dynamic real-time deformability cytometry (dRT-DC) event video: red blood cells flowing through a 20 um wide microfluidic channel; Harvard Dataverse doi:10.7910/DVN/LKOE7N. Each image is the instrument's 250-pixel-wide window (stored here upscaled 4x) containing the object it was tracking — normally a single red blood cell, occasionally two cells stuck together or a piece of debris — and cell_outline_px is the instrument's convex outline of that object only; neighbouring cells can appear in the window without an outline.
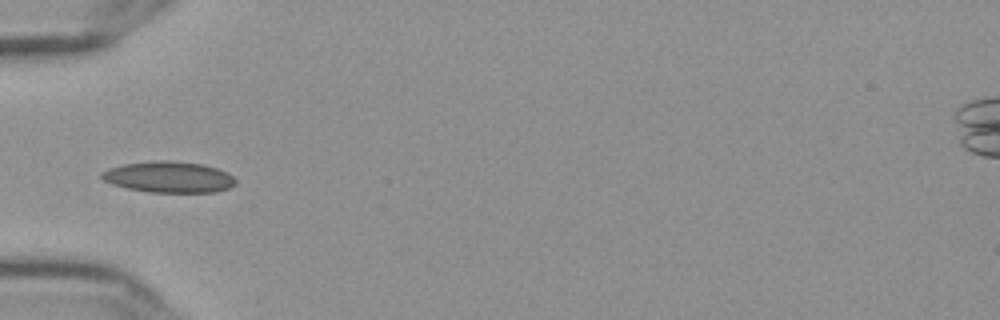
{"species": "Egyptian fruit bat (a non-hibernating species)", "species_latin": "Rousettus aegyptiacus", "temperature_condition": "cold", "stored_images_in_passage": 34, "camera_frame_rate_fps": 3000, "um_per_image_px": 0.085, "frame": {"image": 1, "passage_image": 1, "time_ms": 0.0, "image_size_px": [1000, 320], "cell_outline_px": [[236, 184], [228, 188], [216, 192], [148, 192], [128, 188], [112, 184], [104, 180], [100, 176], [100, 172], [108, 168], [124, 164], [160, 160], [168, 160], [204, 164], [228, 172], [236, 180]], "centroid_in_image_um": [14.36, 15.04], "position_along_channel_um": 70.6, "area_um2": 24.33}}
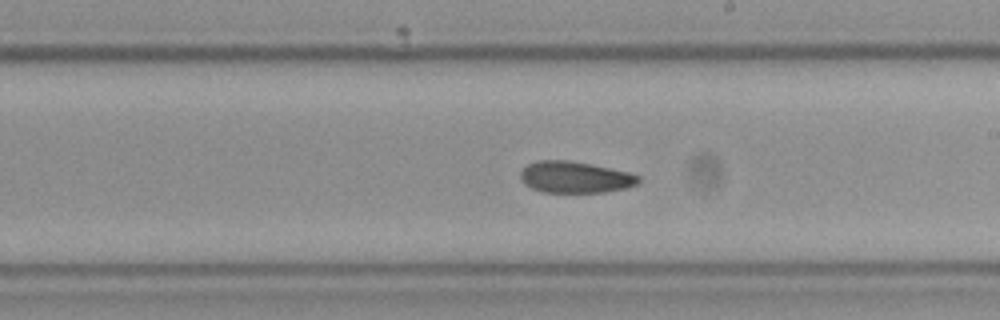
{"frame": {"image": 2, "passage_image": 15, "time_ms": 4.667, "image_size_px": [1000, 320], "cell_outline_px": [[640, 180], [636, 184], [628, 188], [604, 192], [544, 192], [532, 188], [524, 184], [520, 176], [520, 172], [528, 164], [536, 160], [568, 160], [592, 164], [628, 172], [640, 176]], "centroid_in_image_um": [48.88, 15.05], "position_along_channel_um": 240.1, "area_um2": 21.68}}
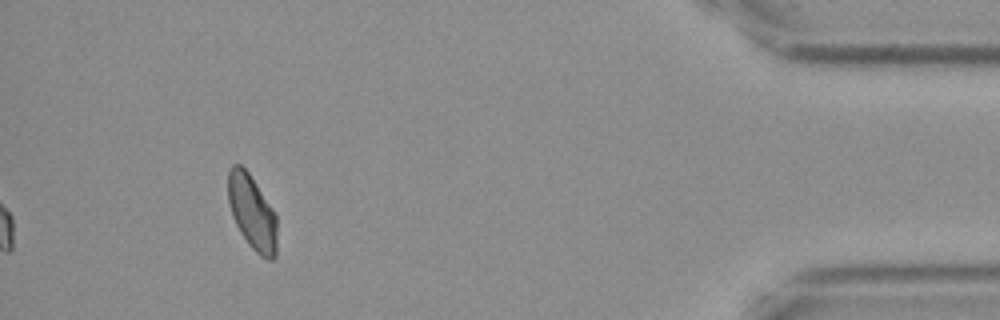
{"frame": {"image": 3, "passage_image": 34, "time_ms": 11.0, "image_size_px": [1000, 320], "cell_outline_px": [[276, 256], [272, 260], [268, 260], [260, 256], [248, 244], [240, 232], [232, 216], [228, 200], [228, 168], [232, 164], [240, 164], [248, 172], [272, 208], [276, 216]], "centroid_in_image_um": [21.41, 18.05], "position_along_channel_um": 413.8, "area_um2": 21.21}, "authors_computed_cell_mechanics": {"area_um2": 22.1952, "velocity_mm_per_s": 3.6208, "shape_relaxation_time_tau1_ms": 9.8762, "shape_relaxation_time_tau2_ms": 3.6849, "deformation_change_tau1": 0.1531, "deformation_change_tau2": 0.0844}}